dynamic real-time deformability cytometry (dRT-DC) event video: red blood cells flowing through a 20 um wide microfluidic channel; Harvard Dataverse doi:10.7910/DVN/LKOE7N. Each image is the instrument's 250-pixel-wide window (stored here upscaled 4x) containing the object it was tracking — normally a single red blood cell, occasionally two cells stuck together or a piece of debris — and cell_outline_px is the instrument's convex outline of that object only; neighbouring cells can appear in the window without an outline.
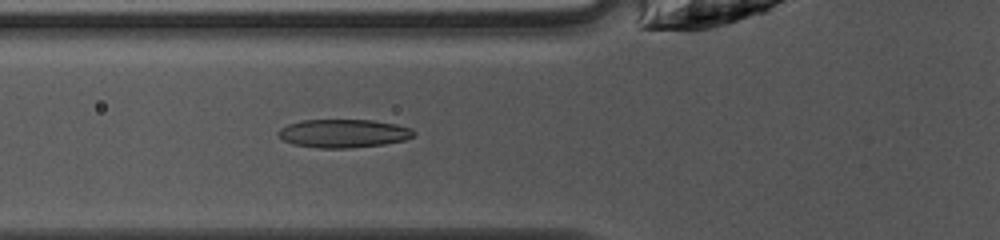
{"species": "common noctule bat (a hibernating species)", "species_latin": "Nyctalus noctula", "temperature_condition": "warm", "stored_images_in_passage": 48, "camera_frame_rate_fps": 3000, "um_per_image_px": 0.085, "animal": {"sex": "female", "body_mass_g": 10.0, "forearm_length_mm": 53.1}, "frame": {"image": 1, "passage_image": 18, "time_ms": 5.667, "image_size_px": [1000, 240], "cell_outline_px": [[416, 132], [412, 136], [404, 140], [384, 144], [348, 148], [320, 148], [292, 144], [284, 140], [276, 132], [280, 128], [288, 124], [304, 120], [372, 120], [396, 124], [412, 128]], "centroid_in_image_um": [29.19, 11.33], "position_along_channel_um": 96.6, "area_um2": 22.31}}
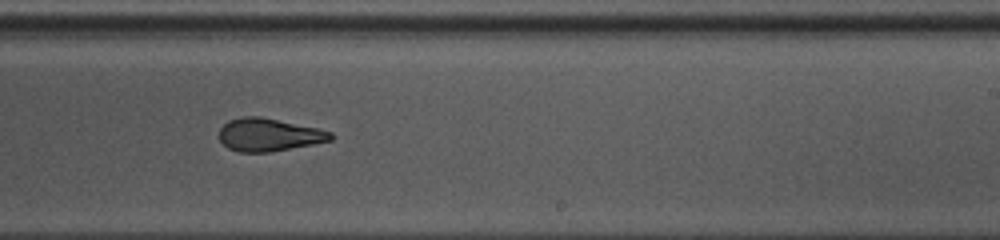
{"frame": {"image": 2, "passage_image": 30, "time_ms": 9.667, "image_size_px": [1000, 240], "cell_outline_px": [[336, 136], [332, 140], [312, 144], [268, 152], [240, 152], [228, 148], [220, 140], [220, 128], [228, 120], [240, 116], [260, 116], [320, 128], [332, 132]], "centroid_in_image_um": [22.88, 11.44], "position_along_channel_um": 266.1, "area_um2": 21.44}}
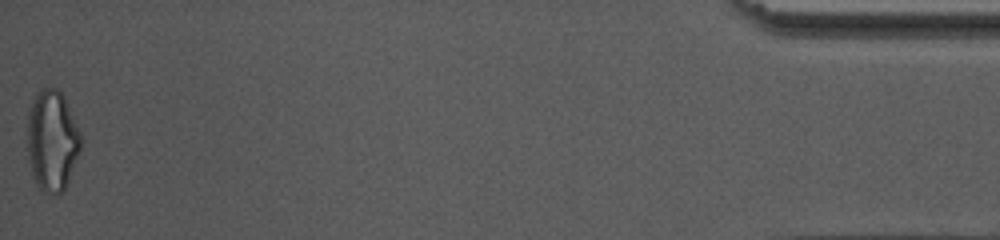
{"frame": {"image": 3, "passage_image": 48, "time_ms": 15.667, "image_size_px": [1000, 240], "cell_outline_px": [[80, 152], [68, 180], [64, 188], [56, 196], [44, 192], [36, 188], [32, 176], [28, 160], [28, 112], [32, 100], [44, 88], [56, 88], [64, 96], [80, 132]], "centroid_in_image_um": [4.41, 12.0], "position_along_channel_um": 430.8, "area_um2": 31.39}, "authors_computed_cell_mechanics": {"area_um2": 22.4842, "velocity_mm_per_s": 4.2229, "shape_relaxation_time_tau1_ms": 6.0785, "shape_relaxation_time_tau2_ms": 1.9917, "deformation_change_tau1": 0.1971, "deformation_change_tau2": 0.0949}}